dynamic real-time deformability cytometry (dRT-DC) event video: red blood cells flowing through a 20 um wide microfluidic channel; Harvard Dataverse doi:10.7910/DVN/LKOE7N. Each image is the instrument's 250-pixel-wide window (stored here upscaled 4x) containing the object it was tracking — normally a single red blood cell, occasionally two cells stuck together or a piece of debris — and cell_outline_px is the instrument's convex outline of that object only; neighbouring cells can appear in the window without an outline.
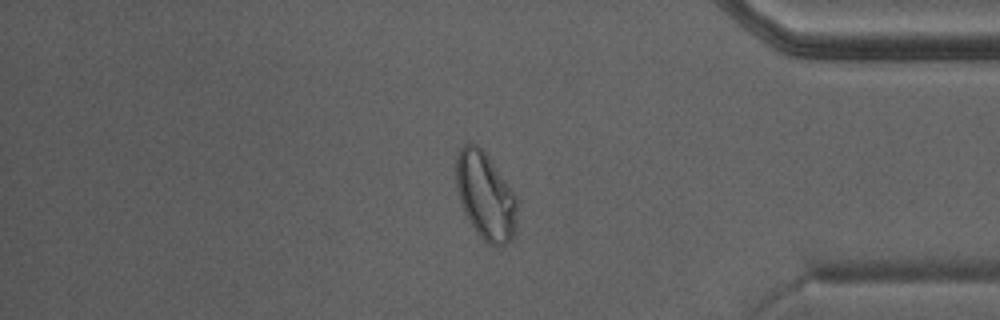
{"species": "Egyptian fruit bat (a non-hibernating species)", "species_latin": "Rousettus aegyptiacus", "temperature_condition": "warm", "stored_images_in_passage": 44, "camera_frame_rate_fps": 3000, "um_per_image_px": 0.085, "animal": {"sex": "male"}, "frame": {"image": 1, "passage_image": 37, "time_ms": 12.0, "image_size_px": [1000, 320], "cell_outline_px": [[520, 200], [516, 228], [512, 240], [496, 248], [488, 244], [476, 232], [464, 212], [456, 188], [456, 156], [460, 148], [464, 144], [476, 144], [488, 156]], "centroid_in_image_um": [41.31, 16.69], "position_along_channel_um": 393.9, "area_um2": 31.56}}
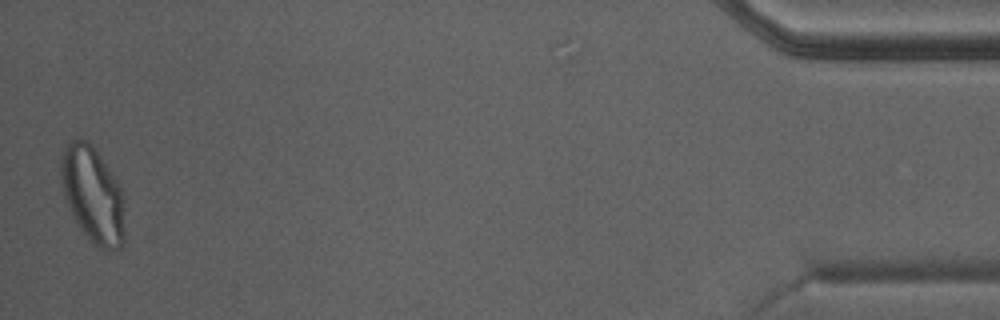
{"frame": {"image": 2, "passage_image": 43, "time_ms": 14.0, "image_size_px": [1000, 320], "cell_outline_px": [[124, 244], [120, 248], [108, 252], [100, 248], [80, 228], [64, 196], [60, 180], [60, 160], [64, 144], [72, 140], [88, 140], [92, 144], [120, 184], [124, 192]], "centroid_in_image_um": [7.91, 16.53], "position_along_channel_um": 427.3, "area_um2": 36.07}}